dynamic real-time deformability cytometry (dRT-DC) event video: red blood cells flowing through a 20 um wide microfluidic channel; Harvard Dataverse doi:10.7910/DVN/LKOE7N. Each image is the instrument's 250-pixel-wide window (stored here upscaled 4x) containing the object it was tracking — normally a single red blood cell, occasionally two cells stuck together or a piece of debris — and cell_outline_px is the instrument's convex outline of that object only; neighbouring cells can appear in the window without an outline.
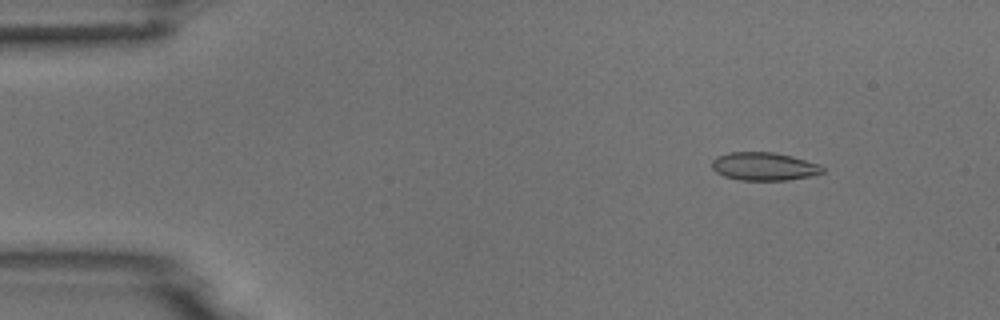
{"species": "common noctule bat (a hibernating species)", "species_latin": "Nyctalus noctula", "temperature_condition": "room temperature", "stored_images_in_passage": 6, "camera_frame_rate_fps": 3000, "um_per_image_px": 0.085, "animal": {"sex": "male", "body_mass_g": 18.8}, "frame": {"image": 1, "passage_image": 2, "time_ms": 2.0, "image_size_px": [1000, 320], "cell_outline_px": [[824, 172], [808, 176], [788, 180], [740, 180], [724, 176], [716, 172], [712, 168], [712, 160], [716, 156], [728, 152], [772, 152], [792, 156], [820, 164], [824, 168]], "centroid_in_image_um": [64.92, 14.14], "position_along_channel_um": 20.1, "area_um2": 18.15}}
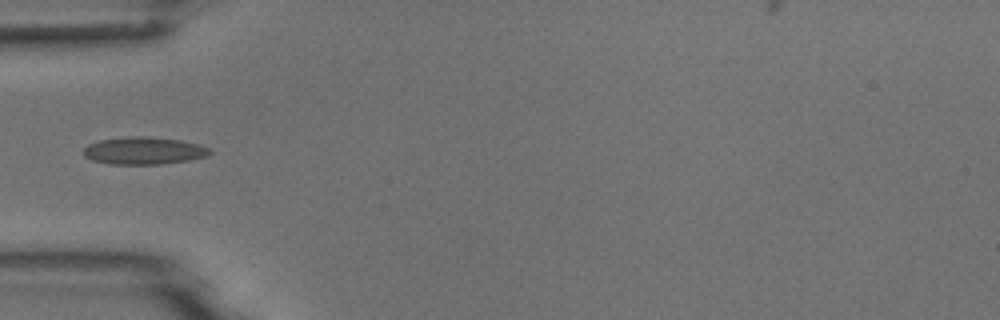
{"frame": {"image": 2, "passage_image": 5, "time_ms": 5.667, "image_size_px": [1000, 320], "cell_outline_px": [[212, 152], [208, 156], [188, 160], [160, 164], [108, 164], [92, 160], [84, 156], [84, 148], [88, 144], [100, 140], [132, 136], [144, 136], [180, 140], [200, 144], [208, 148]], "centroid_in_image_um": [12.23, 12.81], "position_along_channel_um": 72.8, "area_um2": 20.11}}